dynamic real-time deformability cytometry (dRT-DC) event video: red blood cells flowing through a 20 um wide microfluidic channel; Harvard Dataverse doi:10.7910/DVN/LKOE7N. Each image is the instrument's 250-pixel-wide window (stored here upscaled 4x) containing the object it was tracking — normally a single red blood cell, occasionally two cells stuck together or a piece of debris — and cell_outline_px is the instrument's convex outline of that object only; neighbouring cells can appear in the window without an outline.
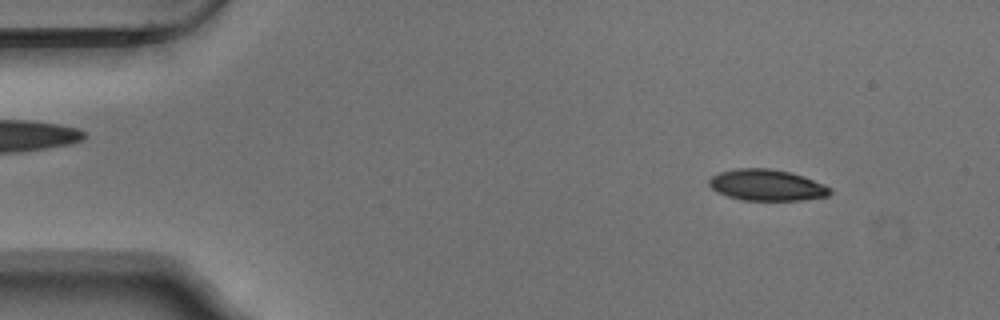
{"species": "Egyptian fruit bat (a non-hibernating species)", "species_latin": "Rousettus aegyptiacus", "temperature_condition": "warm", "stored_images_in_passage": 52, "camera_frame_rate_fps": 3000, "um_per_image_px": 0.085, "animal": {"sex": "male"}, "frame": {"image": 1, "passage_image": 5, "time_ms": 1.333, "image_size_px": [1000, 320], "cell_outline_px": [[832, 192], [828, 196], [800, 200], [744, 200], [728, 196], [716, 192], [708, 184], [708, 180], [712, 176], [720, 172], [736, 168], [772, 168], [804, 176], [824, 184], [832, 188]], "centroid_in_image_um": [65.18, 15.73], "position_along_channel_um": 19.8, "area_um2": 22.08}}
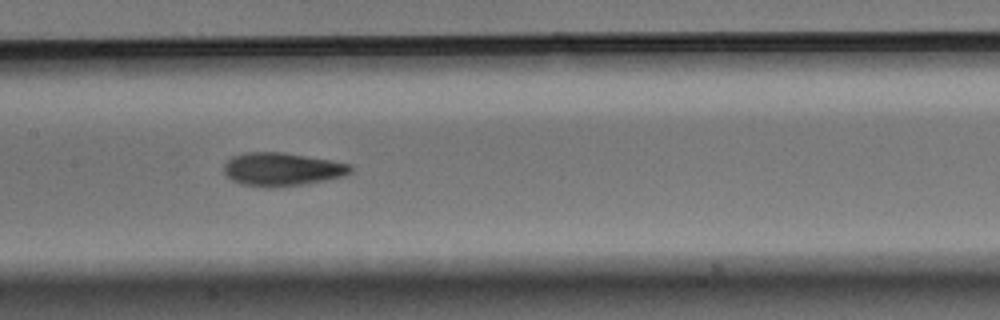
{"frame": {"image": 2, "passage_image": 25, "time_ms": 8.0, "image_size_px": [1000, 320], "cell_outline_px": [[352, 172], [344, 176], [304, 184], [276, 188], [264, 188], [240, 184], [232, 180], [224, 172], [224, 164], [232, 156], [244, 152], [280, 152], [332, 160], [352, 164]], "centroid_in_image_um": [23.96, 14.4], "position_along_channel_um": 183.4, "area_um2": 24.8}}
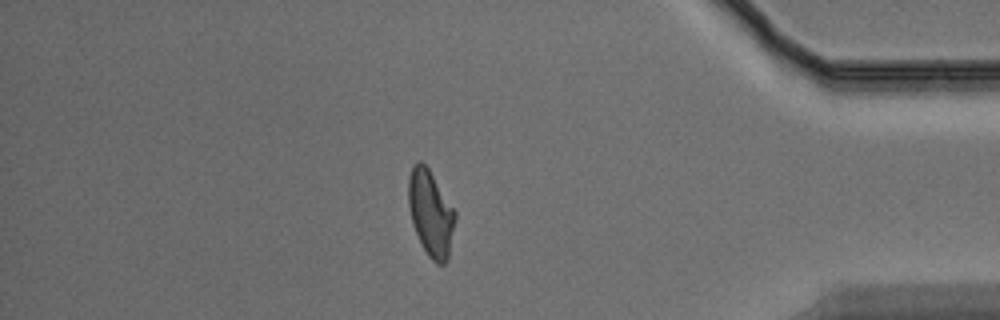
{"frame": {"image": 3, "passage_image": 45, "time_ms": 14.667, "image_size_px": [1000, 320], "cell_outline_px": [[456, 220], [448, 260], [444, 264], [436, 264], [428, 256], [412, 224], [408, 204], [408, 176], [412, 168], [420, 160], [428, 168], [456, 212]], "centroid_in_image_um": [36.62, 18.15], "position_along_channel_um": 398.6, "area_um2": 23.29}, "authors_computed_cell_mechanics": {"area_um2": 23.3512, "velocity_mm_per_s": 3.7383, "shape_relaxation_time_tau1_ms": 4.3153, "shape_relaxation_time_tau2_ms": 1.975, "deformation_change_tau1": 0.1667, "deformation_change_tau2": 0.0835}}